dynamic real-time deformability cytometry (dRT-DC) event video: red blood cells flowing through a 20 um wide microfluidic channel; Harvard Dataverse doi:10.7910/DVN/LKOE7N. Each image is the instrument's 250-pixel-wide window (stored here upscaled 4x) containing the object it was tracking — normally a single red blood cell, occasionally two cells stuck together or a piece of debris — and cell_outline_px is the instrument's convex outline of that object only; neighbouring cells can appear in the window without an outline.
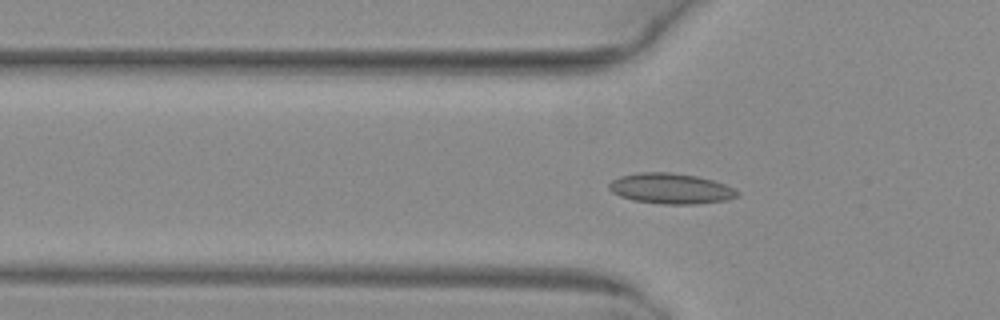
{"species": "common noctule bat (a hibernating species)", "species_latin": "Nyctalus noctula", "temperature_condition": "warm", "stored_images_in_passage": 44, "camera_frame_rate_fps": 3000, "um_per_image_px": 0.085, "animal": {"sex": "female", "body_mass_g": 29.2, "forearm_length_mm": 56.3}, "frame": {"image": 1, "passage_image": 9, "time_ms": 2.667, "image_size_px": [1000, 320], "cell_outline_px": [[740, 196], [728, 200], [696, 204], [664, 204], [632, 200], [620, 196], [612, 192], [608, 188], [608, 184], [612, 180], [620, 176], [640, 172], [672, 172], [696, 176], [712, 180], [724, 184], [740, 192]], "centroid_in_image_um": [57.02, 16.03], "position_along_channel_um": 68.8, "area_um2": 22.89}}
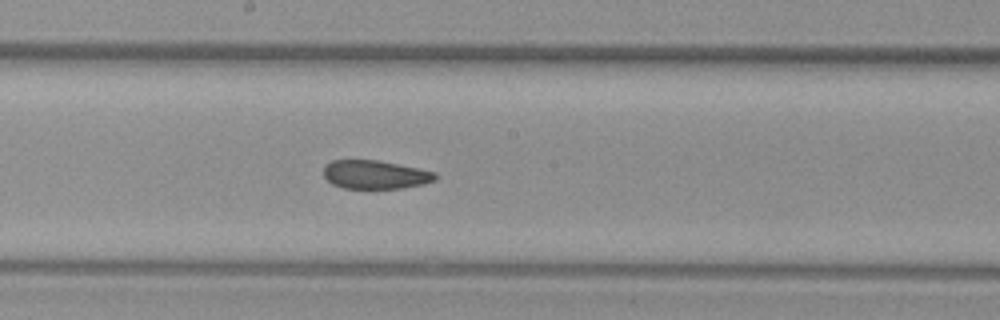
{"frame": {"image": 2, "passage_image": 20, "time_ms": 6.333, "image_size_px": [1000, 320], "cell_outline_px": [[440, 176], [436, 180], [424, 184], [400, 188], [344, 188], [332, 184], [324, 176], [324, 164], [332, 160], [376, 160], [436, 172]], "centroid_in_image_um": [31.9, 14.84], "position_along_channel_um": 216.3, "area_um2": 18.55}}
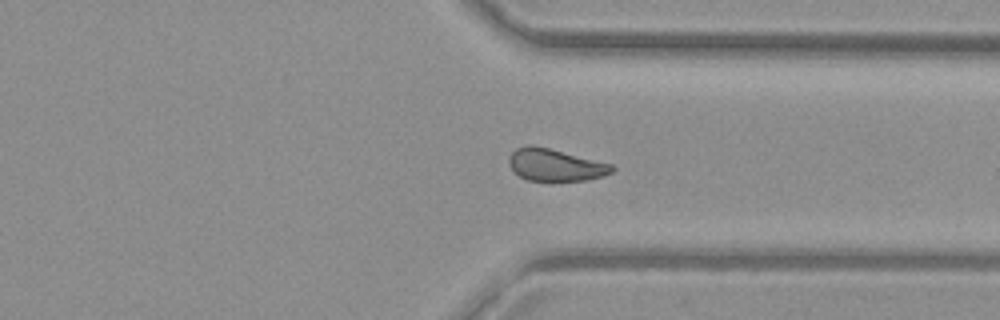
{"frame": {"image": 3, "passage_image": 31, "time_ms": 10.0, "image_size_px": [1000, 320], "cell_outline_px": [[616, 168], [612, 172], [604, 176], [588, 180], [528, 180], [520, 176], [508, 164], [508, 156], [516, 148], [528, 144], [532, 144], [612, 164]], "centroid_in_image_um": [47.2, 14.01], "position_along_channel_um": 364.2, "area_um2": 19.19}, "authors_computed_cell_mechanics": {"area_um2": 20.4034, "velocity_mm_per_s": 4.0313, "shape_relaxation_time_tau1_ms": null, "shape_relaxation_time_tau2_ms": 1.6173, "deformation_change_tau1": null, "deformation_change_tau2": 0.0492}}